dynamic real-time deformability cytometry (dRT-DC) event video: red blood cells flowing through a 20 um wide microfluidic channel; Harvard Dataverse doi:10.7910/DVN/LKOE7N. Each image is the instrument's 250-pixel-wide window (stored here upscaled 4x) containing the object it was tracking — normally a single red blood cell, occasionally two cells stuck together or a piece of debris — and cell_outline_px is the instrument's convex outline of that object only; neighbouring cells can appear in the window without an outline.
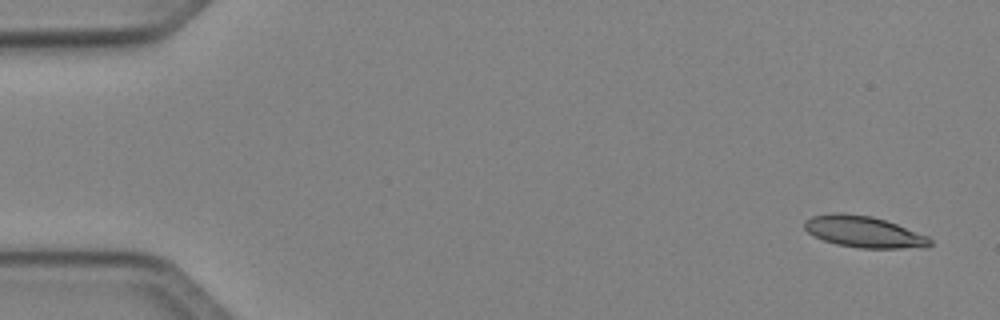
{"species": "Egyptian fruit bat (a non-hibernating species)", "species_latin": "Rousettus aegyptiacus", "temperature_condition": "cold", "stored_images_in_passage": 4, "camera_frame_rate_fps": 3000, "um_per_image_px": 0.085, "animal": {"sex": "female"}, "frame": {"image": 1, "passage_image": 1, "time_ms": 0.0, "image_size_px": [1000, 320], "cell_outline_px": [[932, 244], [924, 248], [860, 248], [836, 244], [824, 240], [808, 232], [804, 228], [804, 220], [812, 216], [832, 212], [840, 212], [872, 216], [896, 224], [928, 236], [932, 240]], "centroid_in_image_um": [73.42, 19.7], "position_along_channel_um": 11.6, "area_um2": 23.0}}
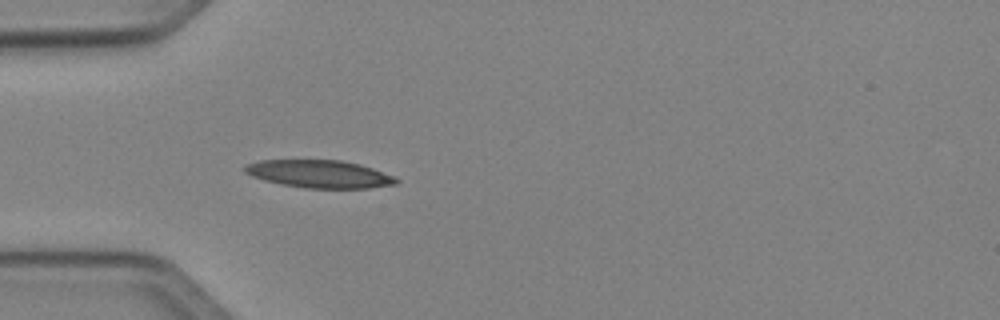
{"frame": {"image": 2, "passage_image": 4, "time_ms": 4.333, "image_size_px": [1000, 320], "cell_outline_px": [[400, 180], [396, 184], [368, 188], [304, 188], [280, 184], [264, 180], [252, 176], [244, 172], [244, 164], [260, 160], [340, 160], [360, 164], [372, 168], [392, 176]], "centroid_in_image_um": [27.11, 14.79], "position_along_channel_um": 57.9, "area_um2": 24.45}}